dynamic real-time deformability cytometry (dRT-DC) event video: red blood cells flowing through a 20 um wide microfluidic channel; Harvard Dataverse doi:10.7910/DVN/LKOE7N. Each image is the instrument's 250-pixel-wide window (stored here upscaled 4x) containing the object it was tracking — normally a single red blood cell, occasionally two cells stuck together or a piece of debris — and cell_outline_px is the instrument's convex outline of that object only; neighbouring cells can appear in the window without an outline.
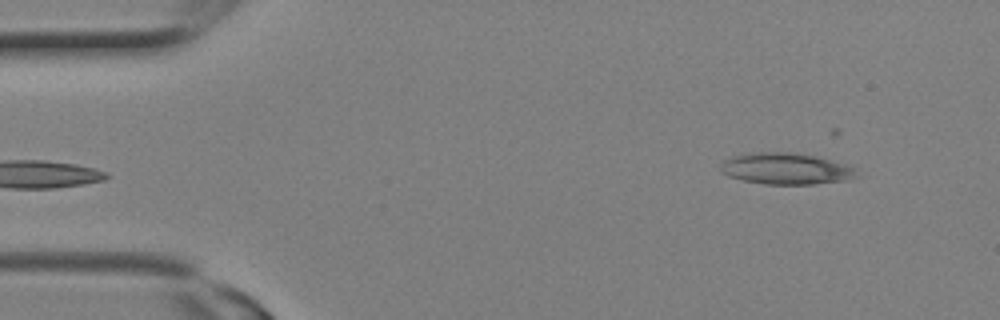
{"species": "Egyptian fruit bat (a non-hibernating species)", "species_latin": "Rousettus aegyptiacus", "temperature_condition": "room temperature", "stored_images_in_passage": 9, "camera_frame_rate_fps": 3000, "um_per_image_px": 0.085, "animal": {"sex": "female"}, "frame": {"image": 1, "passage_image": 9, "time_ms": 2.667, "image_size_px": [1000, 320], "cell_outline_px": [[860, 176], [848, 180], [812, 184], [764, 184], [744, 180], [728, 176], [720, 172], [720, 164], [724, 160], [732, 156], [744, 152], [792, 152], [812, 156], [844, 164], [856, 168]], "centroid_in_image_um": [66.77, 14.34], "position_along_channel_um": 18.2, "area_um2": 25.03}}